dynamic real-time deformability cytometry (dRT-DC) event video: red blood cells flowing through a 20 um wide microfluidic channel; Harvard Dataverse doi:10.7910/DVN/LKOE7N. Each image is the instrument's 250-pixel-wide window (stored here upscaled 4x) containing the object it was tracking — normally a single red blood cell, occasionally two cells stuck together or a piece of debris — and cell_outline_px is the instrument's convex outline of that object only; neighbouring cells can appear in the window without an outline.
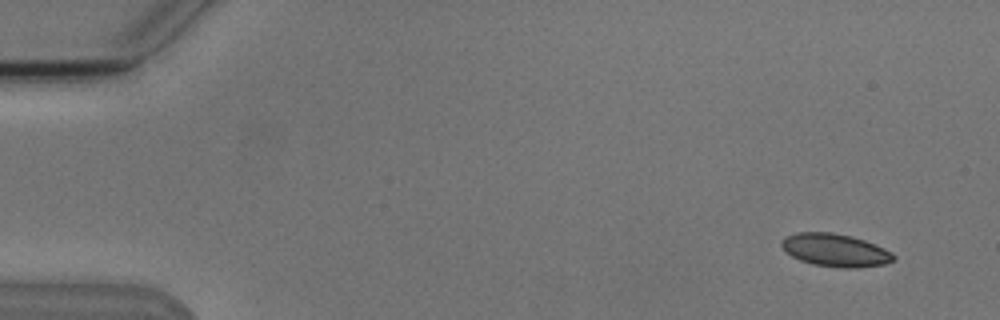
{"species": "Egyptian fruit bat (a non-hibernating species)", "species_latin": "Rousettus aegyptiacus", "temperature_condition": "cold", "stored_images_in_passage": 5, "camera_frame_rate_fps": 3000, "um_per_image_px": 0.085, "animal": {"sex": "male"}, "frame": {"image": 1, "passage_image": 2, "time_ms": 1.0, "image_size_px": [1000, 320], "cell_outline_px": [[896, 260], [884, 264], [856, 268], [840, 268], [812, 264], [800, 260], [784, 252], [780, 244], [780, 240], [784, 236], [796, 232], [832, 232], [852, 236], [876, 244], [892, 252], [896, 256]], "centroid_in_image_um": [70.98, 21.26], "position_along_channel_um": 14.0, "area_um2": 21.85}}
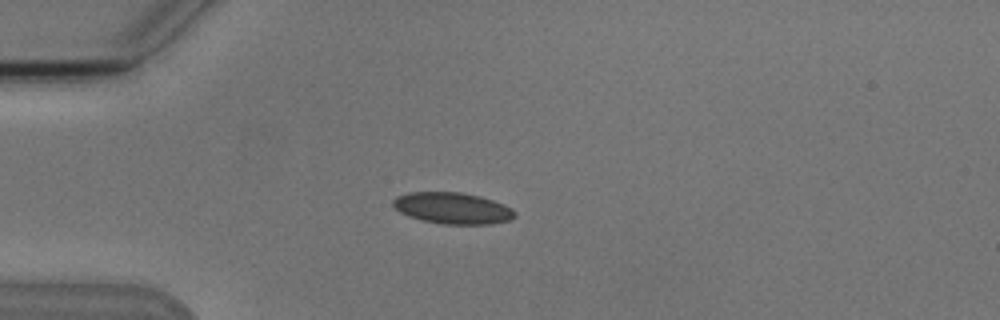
{"frame": {"image": 2, "passage_image": 5, "time_ms": 4.667, "image_size_px": [1000, 320], "cell_outline_px": [[516, 216], [512, 220], [492, 224], [440, 224], [408, 216], [400, 212], [392, 204], [392, 200], [396, 196], [408, 192], [460, 192], [480, 196], [504, 204], [512, 208], [516, 212]], "centroid_in_image_um": [38.49, 17.69], "position_along_channel_um": 46.5, "area_um2": 22.43}}